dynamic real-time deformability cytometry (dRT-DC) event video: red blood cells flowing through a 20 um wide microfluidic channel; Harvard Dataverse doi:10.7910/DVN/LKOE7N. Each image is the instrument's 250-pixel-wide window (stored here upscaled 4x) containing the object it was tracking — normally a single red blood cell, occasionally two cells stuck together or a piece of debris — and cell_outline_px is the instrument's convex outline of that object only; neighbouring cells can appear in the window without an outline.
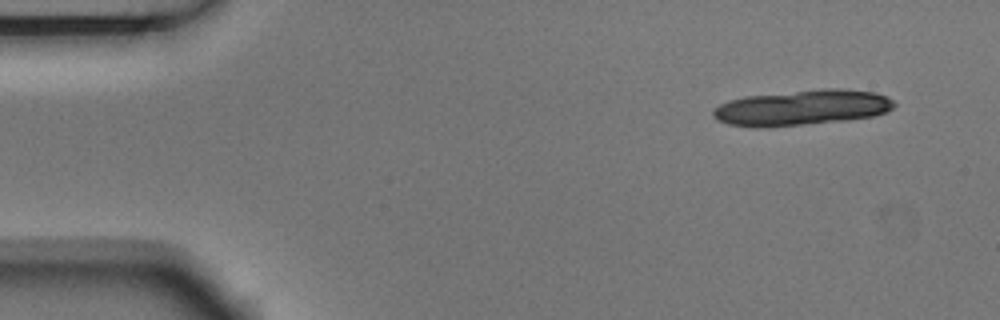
{"species": "Egyptian fruit bat (a non-hibernating species)", "species_latin": "Rousettus aegyptiacus", "temperature_condition": "room temperature", "stored_images_in_passage": 7, "camera_frame_rate_fps": 3000, "um_per_image_px": 0.085, "animal": {"sex": "male"}, "frame": {"image": 1, "passage_image": 1, "time_ms": 0.0, "image_size_px": [1000, 320], "cell_outline_px": [[896, 104], [892, 108], [884, 112], [872, 116], [848, 120], [800, 124], [728, 124], [716, 120], [712, 116], [712, 112], [720, 104], [728, 100], [744, 96], [820, 88], [840, 88], [876, 92], [888, 96]], "centroid_in_image_um": [68.25, 9.09], "position_along_channel_um": 16.8, "area_um2": 36.53}}
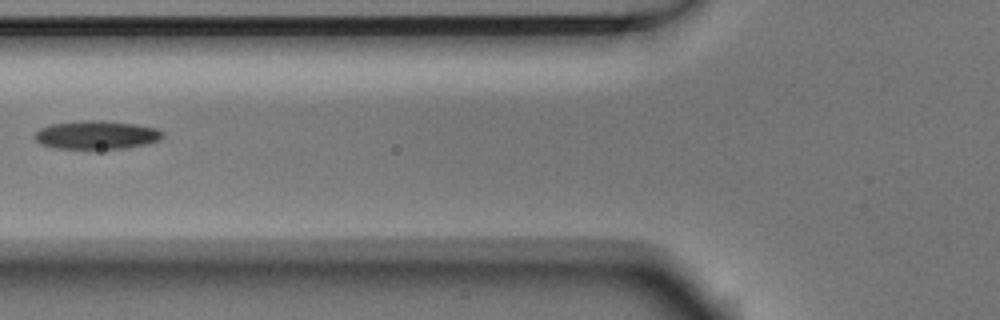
{"frame": {"image": 2, "passage_image": 6, "time_ms": 1.667, "image_size_px": [1000, 320], "cell_outline_px": [[164, 136], [160, 140], [144, 144], [124, 148], [56, 148], [40, 144], [32, 136], [40, 128], [52, 124], [80, 120], [92, 120], [136, 124], [156, 128], [164, 132]], "centroid_in_image_um": [8.19, 11.46], "position_along_channel_um": 117.6, "area_um2": 21.04}}
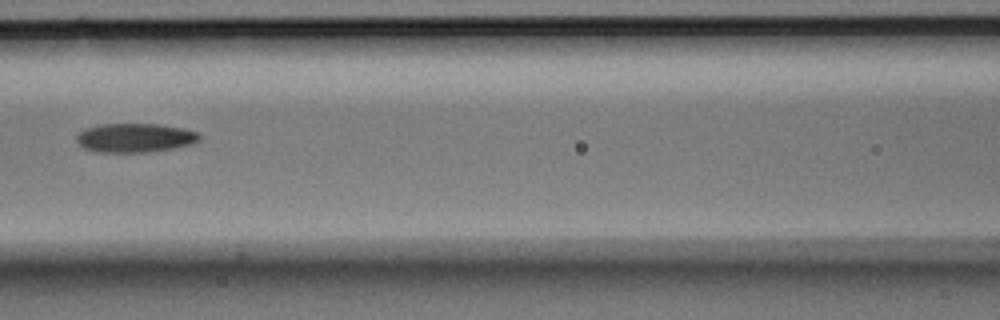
{"frame": {"image": 3, "passage_image": 7, "time_ms": 2.0, "image_size_px": [1000, 320], "cell_outline_px": [[200, 140], [192, 144], [176, 148], [148, 152], [96, 152], [84, 148], [76, 140], [76, 136], [84, 128], [104, 124], [156, 124], [184, 128], [200, 132]], "centroid_in_image_um": [11.51, 11.71], "position_along_channel_um": 155.1, "area_um2": 20.92}}